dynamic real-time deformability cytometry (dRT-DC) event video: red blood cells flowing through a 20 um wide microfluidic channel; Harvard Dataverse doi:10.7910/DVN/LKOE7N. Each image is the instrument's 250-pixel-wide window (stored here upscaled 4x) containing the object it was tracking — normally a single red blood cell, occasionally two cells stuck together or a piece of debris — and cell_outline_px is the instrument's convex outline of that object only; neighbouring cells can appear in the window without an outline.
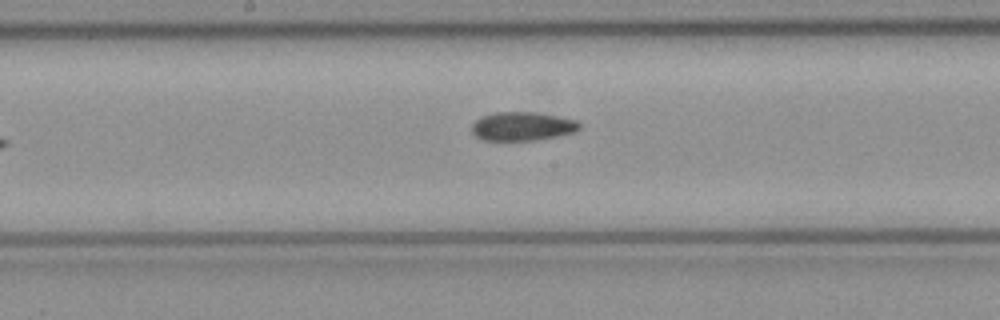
{"species": "common noctule bat (a hibernating species)", "species_latin": "Nyctalus noctula", "temperature_condition": "cold", "stored_images_in_passage": 8, "camera_frame_rate_fps": 3000, "um_per_image_px": 0.085, "animal": {"sex": "female", "body_mass_g": 21.9}, "frame": {"image": 1, "passage_image": 8, "time_ms": 2.333, "image_size_px": [1000, 320], "cell_outline_px": [[580, 128], [572, 132], [560, 136], [536, 140], [484, 140], [476, 136], [472, 132], [472, 124], [480, 116], [496, 112], [536, 112], [576, 120], [580, 124]], "centroid_in_image_um": [44.38, 10.73], "position_along_channel_um": 203.8, "area_um2": 17.98}}